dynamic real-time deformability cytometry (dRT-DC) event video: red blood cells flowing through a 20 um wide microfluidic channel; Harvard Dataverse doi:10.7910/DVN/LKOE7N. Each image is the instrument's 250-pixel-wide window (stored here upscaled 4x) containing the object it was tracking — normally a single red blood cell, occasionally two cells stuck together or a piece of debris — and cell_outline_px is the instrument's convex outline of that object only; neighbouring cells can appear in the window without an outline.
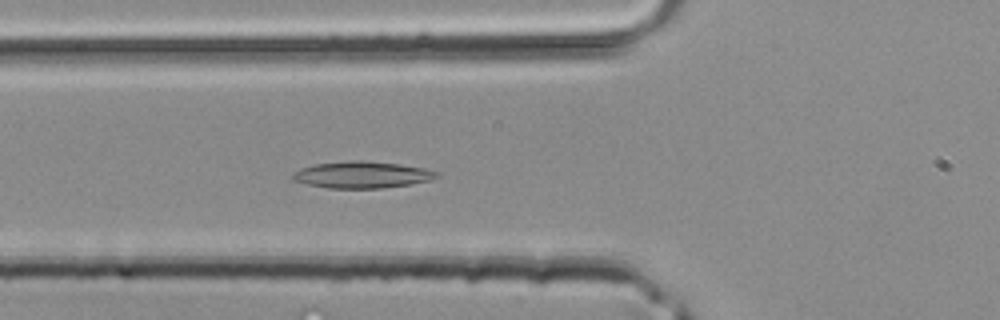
{"species": "common noctule bat (a hibernating species)", "species_latin": "Nyctalus noctula", "temperature_condition": "room temperature", "stored_images_in_passage": 20, "camera_frame_rate_fps": 3000, "um_per_image_px": 0.085, "animal": {"sex": "male", "body_mass_g": 20.4}, "frame": {"image": 1, "passage_image": 5, "time_ms": 1.333, "image_size_px": [1000, 320], "cell_outline_px": [[440, 176], [428, 180], [412, 184], [384, 188], [328, 188], [308, 184], [292, 180], [292, 172], [300, 168], [312, 164], [348, 160], [364, 160], [400, 164], [424, 168], [440, 172]], "centroid_in_image_um": [30.76, 14.84], "position_along_channel_um": 95.0, "area_um2": 22.66}}
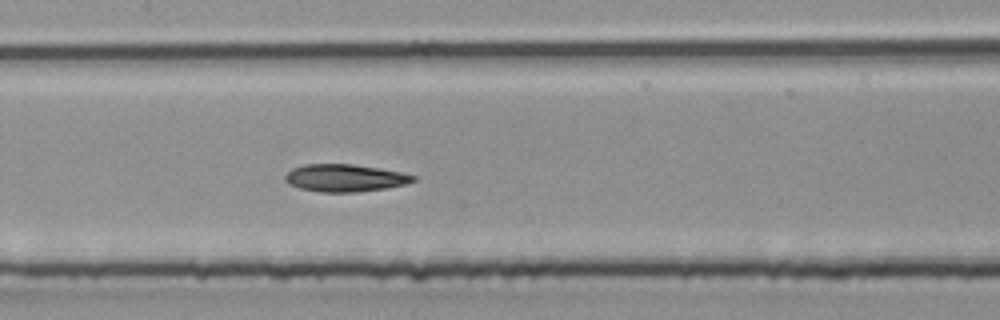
{"frame": {"image": 2, "passage_image": 10, "time_ms": 3.0, "image_size_px": [1000, 320], "cell_outline_px": [[416, 180], [404, 184], [388, 188], [356, 192], [320, 192], [300, 188], [288, 184], [284, 180], [284, 176], [292, 168], [304, 164], [352, 164], [380, 168], [400, 172], [416, 176]], "centroid_in_image_um": [29.29, 15.12], "position_along_channel_um": 178.1, "area_um2": 20.52}}
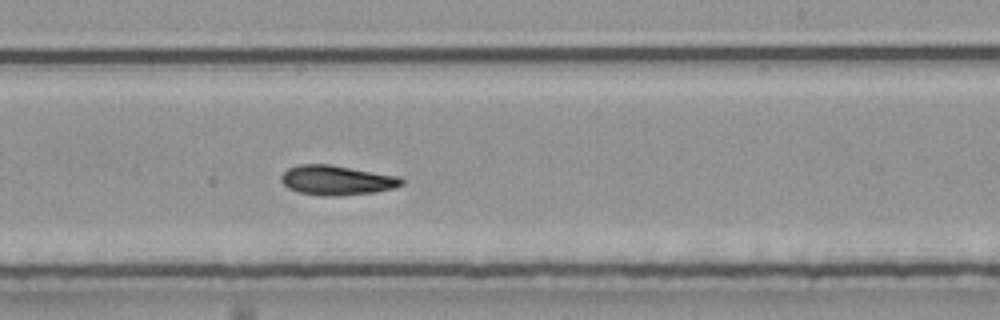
{"frame": {"image": 3, "passage_image": 15, "time_ms": 4.667, "image_size_px": [1000, 320], "cell_outline_px": [[404, 184], [392, 188], [376, 192], [340, 196], [320, 196], [300, 192], [288, 188], [280, 180], [280, 176], [288, 168], [300, 164], [328, 164], [400, 176], [404, 180]], "centroid_in_image_um": [28.63, 15.32], "position_along_channel_um": 260.4, "area_um2": 20.92}}